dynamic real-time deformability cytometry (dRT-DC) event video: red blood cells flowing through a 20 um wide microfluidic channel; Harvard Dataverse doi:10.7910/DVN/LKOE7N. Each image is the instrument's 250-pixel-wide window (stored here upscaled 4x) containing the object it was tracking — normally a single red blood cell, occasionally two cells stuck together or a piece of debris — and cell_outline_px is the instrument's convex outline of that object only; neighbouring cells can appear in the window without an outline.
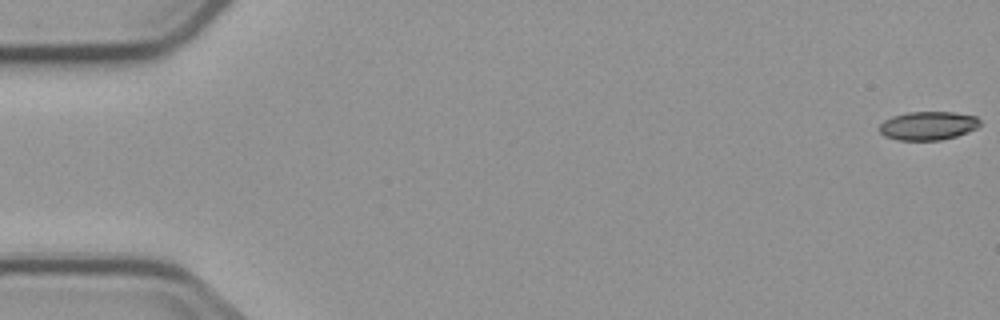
{"species": "common noctule bat (a hibernating species)", "species_latin": "Nyctalus noctula", "temperature_condition": "cold", "stored_images_in_passage": 7, "camera_frame_rate_fps": 3000, "um_per_image_px": 0.085, "animal": {"sex": "male", "body_mass_g": 23.1, "forearm_length_mm": 52.7}, "frame": {"image": 1, "passage_image": 1, "time_ms": 0.0, "image_size_px": [1000, 320], "cell_outline_px": [[980, 124], [976, 128], [968, 132], [956, 136], [940, 140], [896, 140], [884, 136], [876, 128], [884, 120], [892, 116], [908, 112], [952, 112], [976, 116], [980, 120]], "centroid_in_image_um": [78.84, 10.69], "position_along_channel_um": 6.2, "area_um2": 16.88}}
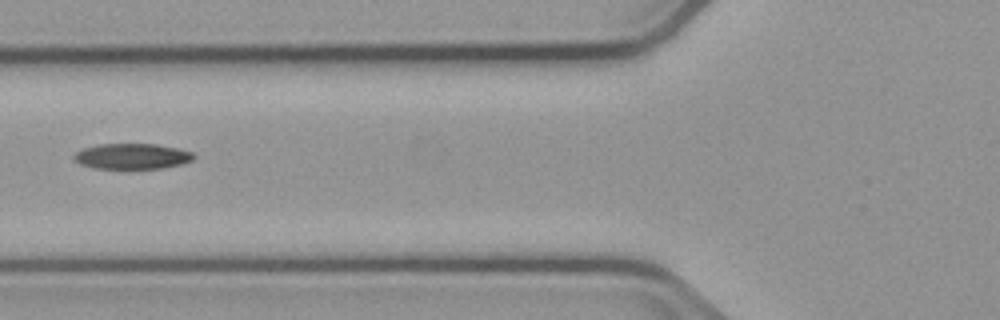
{"frame": {"image": 2, "passage_image": 6, "time_ms": 7.0, "image_size_px": [1000, 320], "cell_outline_px": [[196, 156], [192, 160], [184, 164], [164, 168], [96, 168], [80, 164], [72, 156], [80, 148], [100, 144], [156, 144], [176, 148], [192, 152]], "centroid_in_image_um": [11.24, 13.28], "position_along_channel_um": 114.6, "area_um2": 17.86}}
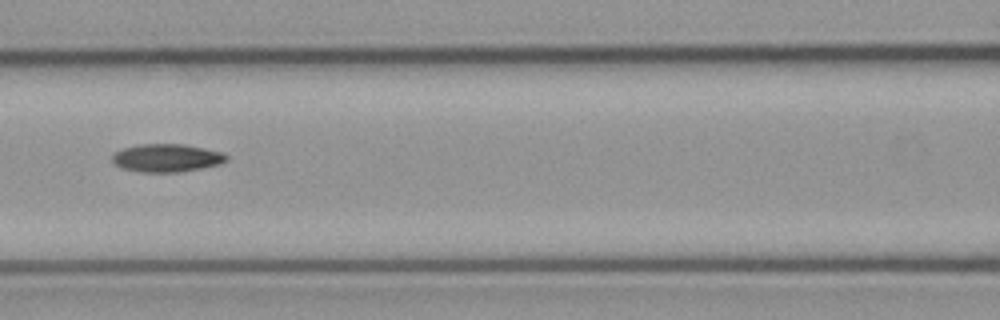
{"frame": {"image": 3, "passage_image": 7, "time_ms": 8.0, "image_size_px": [1000, 320], "cell_outline_px": [[228, 160], [220, 164], [180, 172], [144, 172], [124, 168], [116, 164], [112, 160], [112, 156], [116, 152], [124, 148], [136, 144], [184, 144], [224, 152], [228, 156]], "centroid_in_image_um": [14.22, 13.41], "position_along_channel_um": 152.4, "area_um2": 18.55}}